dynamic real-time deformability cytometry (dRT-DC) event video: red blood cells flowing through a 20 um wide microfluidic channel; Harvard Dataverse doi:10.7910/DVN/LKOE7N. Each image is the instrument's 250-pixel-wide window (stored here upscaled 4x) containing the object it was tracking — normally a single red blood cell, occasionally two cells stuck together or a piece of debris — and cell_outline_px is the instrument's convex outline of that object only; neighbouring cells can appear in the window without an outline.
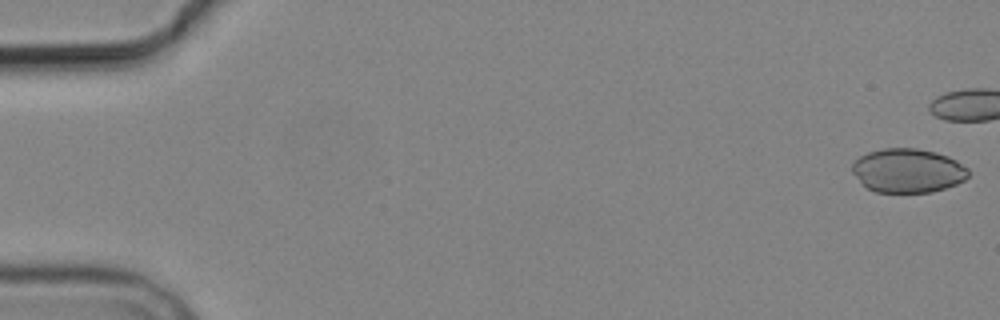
{"species": "common noctule bat (a hibernating species)", "species_latin": "Nyctalus noctula", "temperature_condition": "cold", "stored_images_in_passage": 7, "camera_frame_rate_fps": 3000, "um_per_image_px": 0.085, "animal": {"sex": "male", "body_mass_g": 19.2, "forearm_length_mm": 51.8}, "frame": {"image": 1, "passage_image": 1, "time_ms": 0.0, "image_size_px": [1000, 320], "cell_outline_px": [[968, 176], [964, 180], [956, 184], [932, 192], [876, 192], [868, 188], [852, 172], [852, 164], [860, 156], [868, 152], [884, 148], [916, 148], [936, 152], [948, 156], [956, 160], [968, 168]], "centroid_in_image_um": [77.18, 14.49], "position_along_channel_um": 7.8, "area_um2": 29.65}}